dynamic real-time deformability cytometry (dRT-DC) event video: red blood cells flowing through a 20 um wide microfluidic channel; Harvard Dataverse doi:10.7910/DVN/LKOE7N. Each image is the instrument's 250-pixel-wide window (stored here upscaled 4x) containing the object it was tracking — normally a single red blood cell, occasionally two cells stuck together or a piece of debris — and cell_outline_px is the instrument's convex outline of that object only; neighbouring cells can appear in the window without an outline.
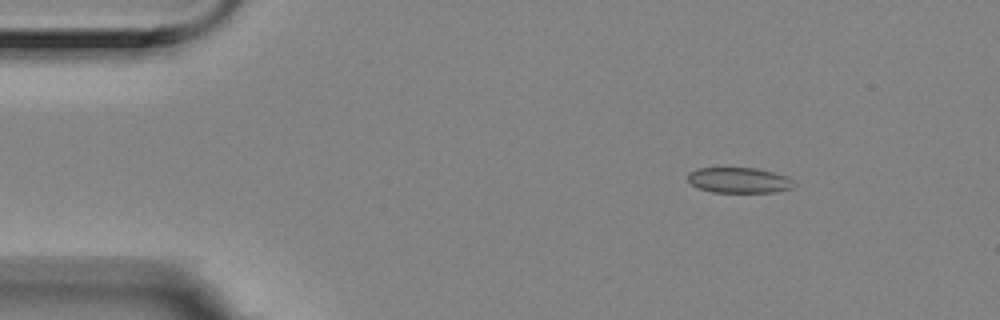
{"species": "Egyptian fruit bat (a non-hibernating species)", "species_latin": "Rousettus aegyptiacus", "temperature_condition": "room temperature", "stored_images_in_passage": 4, "camera_frame_rate_fps": 3000, "um_per_image_px": 0.085, "animal": {"sex": "female"}, "frame": {"image": 1, "passage_image": 2, "time_ms": 0.333, "image_size_px": [1000, 320], "cell_outline_px": [[792, 188], [776, 192], [712, 192], [700, 188], [692, 184], [688, 180], [688, 172], [696, 168], [756, 168], [788, 176], [792, 180]], "centroid_in_image_um": [62.8, 15.31], "position_along_channel_um": 22.2, "area_um2": 15.66}}